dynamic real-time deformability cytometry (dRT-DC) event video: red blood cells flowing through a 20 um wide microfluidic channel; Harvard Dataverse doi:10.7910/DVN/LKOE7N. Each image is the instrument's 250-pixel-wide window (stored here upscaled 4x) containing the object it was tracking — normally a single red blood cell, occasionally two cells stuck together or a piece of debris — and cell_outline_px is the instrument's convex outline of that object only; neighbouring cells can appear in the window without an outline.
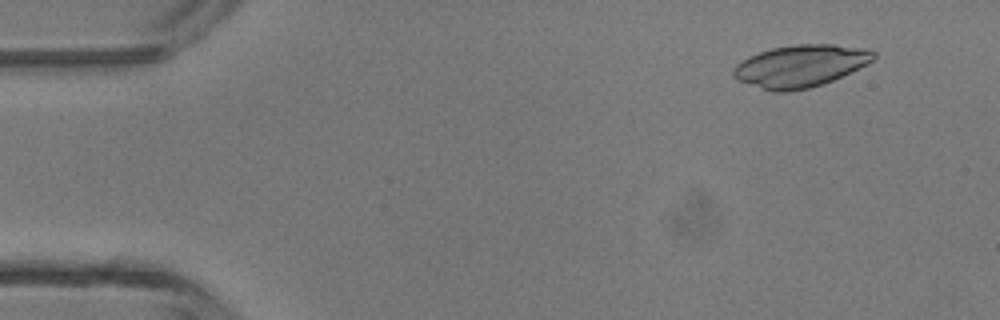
{"species": "common noctule bat (a hibernating species)", "species_latin": "Nyctalus noctula", "temperature_condition": "room temperature", "stored_images_in_passage": 5, "camera_frame_rate_fps": 3000, "um_per_image_px": 0.085, "animal": {"sex": "male", "body_mass_g": 13.3}, "frame": {"image": 1, "passage_image": 1, "time_ms": 0.0, "image_size_px": [1000, 320], "cell_outline_px": [[876, 56], [872, 60], [832, 80], [808, 88], [788, 92], [772, 92], [736, 80], [732, 76], [732, 68], [736, 64], [748, 56], [772, 48], [792, 44], [832, 44], [868, 48], [876, 52]], "centroid_in_image_um": [67.97, 5.6], "position_along_channel_um": 17.0, "area_um2": 34.39}}